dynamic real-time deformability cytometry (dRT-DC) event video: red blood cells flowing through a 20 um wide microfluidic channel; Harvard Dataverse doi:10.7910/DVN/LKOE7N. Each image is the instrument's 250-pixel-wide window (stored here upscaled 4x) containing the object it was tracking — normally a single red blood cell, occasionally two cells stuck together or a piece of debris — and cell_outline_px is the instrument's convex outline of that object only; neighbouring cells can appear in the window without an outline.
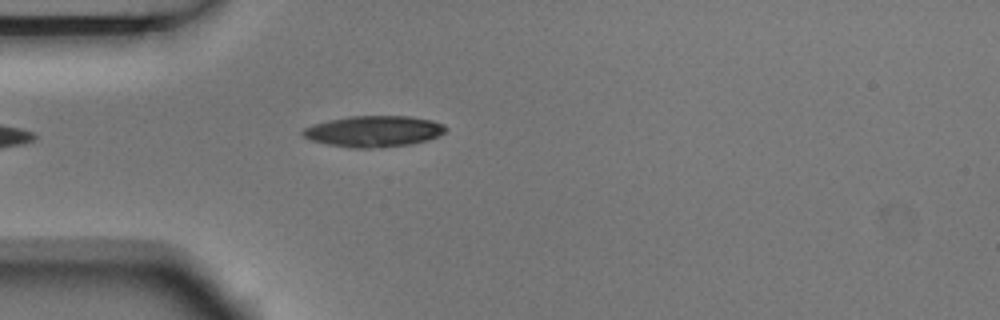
{"species": "Egyptian fruit bat (a non-hibernating species)", "species_latin": "Rousettus aegyptiacus", "temperature_condition": "room temperature", "stored_images_in_passage": 1, "camera_frame_rate_fps": 3000, "um_per_image_px": 0.085, "animal": {"sex": "male"}, "frame": {"image": 1, "passage_image": 1, "time_ms": 0.0, "image_size_px": [1000, 320], "cell_outline_px": [[448, 128], [440, 136], [428, 140], [412, 144], [372, 148], [352, 148], [328, 144], [312, 140], [304, 136], [300, 132], [304, 128], [312, 124], [328, 120], [348, 116], [408, 116], [432, 120], [444, 124]], "centroid_in_image_um": [31.79, 11.15], "position_along_channel_um": 53.2, "area_um2": 26.01}}